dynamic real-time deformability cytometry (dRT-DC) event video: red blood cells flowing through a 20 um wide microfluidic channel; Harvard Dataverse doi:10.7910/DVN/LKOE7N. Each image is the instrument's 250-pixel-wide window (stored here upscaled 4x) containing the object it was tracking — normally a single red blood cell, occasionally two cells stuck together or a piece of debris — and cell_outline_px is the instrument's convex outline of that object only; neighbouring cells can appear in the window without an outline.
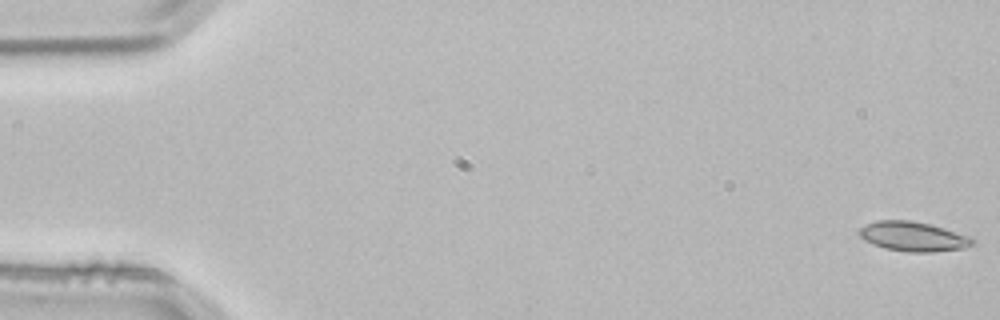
{"species": "common noctule bat (a hibernating species)", "species_latin": "Nyctalus noctula", "temperature_condition": "room temperature", "stored_images_in_passage": 4, "camera_frame_rate_fps": 3000, "um_per_image_px": 0.085, "animal": {"sex": "male", "body_mass_g": 21.5, "forearm_length_mm": 52.0}, "frame": {"image": 1, "passage_image": 1, "time_ms": 0.0, "image_size_px": [1000, 320], "cell_outline_px": [[976, 244], [964, 248], [932, 252], [904, 252], [884, 248], [872, 244], [864, 240], [856, 232], [860, 228], [876, 220], [912, 220], [944, 228], [968, 236], [976, 240]], "centroid_in_image_um": [77.61, 20.11], "position_along_channel_um": 7.4, "area_um2": 19.65}}
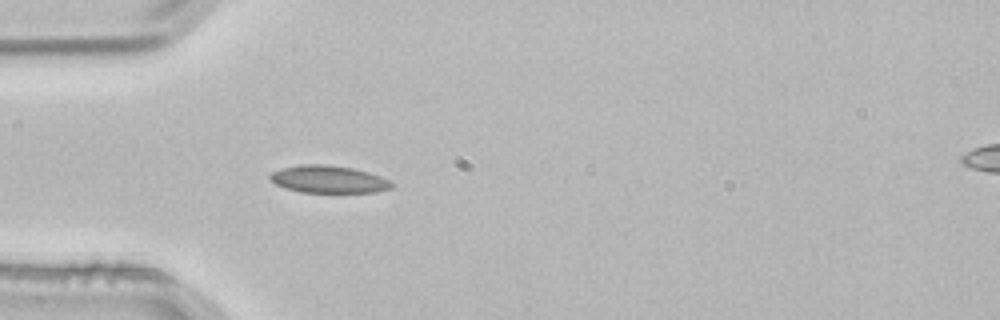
{"frame": {"image": 2, "passage_image": 4, "time_ms": 1.0, "image_size_px": [1000, 320], "cell_outline_px": [[392, 188], [376, 192], [300, 192], [276, 184], [268, 176], [272, 172], [280, 168], [300, 164], [328, 164], [352, 168], [368, 172], [392, 180]], "centroid_in_image_um": [27.94, 15.23], "position_along_channel_um": 57.1, "area_um2": 19.42}}